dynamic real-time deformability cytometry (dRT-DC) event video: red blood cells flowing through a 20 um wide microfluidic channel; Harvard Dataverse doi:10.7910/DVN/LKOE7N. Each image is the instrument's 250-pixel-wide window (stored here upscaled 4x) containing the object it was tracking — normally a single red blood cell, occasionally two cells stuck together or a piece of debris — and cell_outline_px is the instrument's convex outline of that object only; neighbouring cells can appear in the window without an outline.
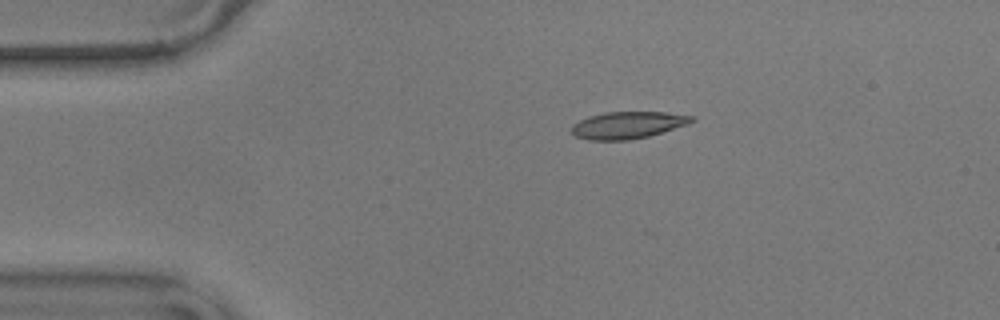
{"species": "common noctule bat (a hibernating species)", "species_latin": "Nyctalus noctula", "temperature_condition": "warm", "stored_images_in_passage": 46, "camera_frame_rate_fps": 3000, "um_per_image_px": 0.085, "animal": {"sex": "male", "body_mass_g": 17.9}, "frame": {"image": 1, "passage_image": 1, "time_ms": 0.0, "image_size_px": [1000, 320], "cell_outline_px": [[696, 120], [688, 124], [648, 136], [628, 140], [588, 140], [576, 136], [572, 132], [572, 124], [588, 116], [604, 112], [668, 112], [696, 116]], "centroid_in_image_um": [53.38, 10.62], "position_along_channel_um": 31.6, "area_um2": 18.96}}
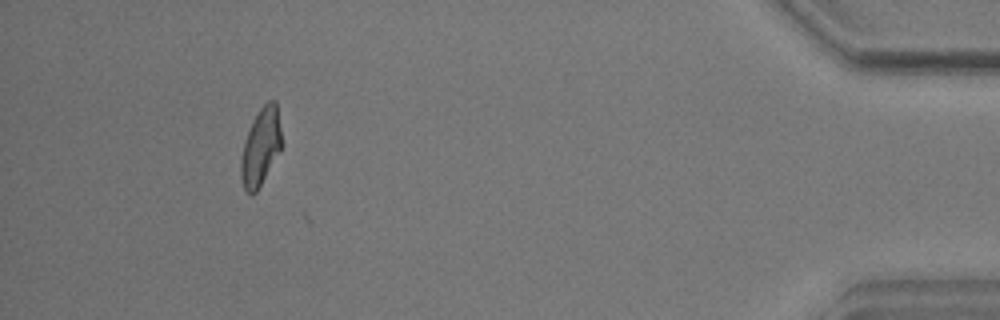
{"frame": {"image": 2, "passage_image": 42, "time_ms": 13.667, "image_size_px": [1000, 320], "cell_outline_px": [[280, 152], [256, 192], [252, 196], [244, 188], [240, 176], [240, 164], [244, 144], [252, 120], [260, 108], [268, 100], [276, 100], [280, 128]], "centroid_in_image_um": [22.15, 12.49], "position_along_channel_um": 413.1, "area_um2": 18.03}}